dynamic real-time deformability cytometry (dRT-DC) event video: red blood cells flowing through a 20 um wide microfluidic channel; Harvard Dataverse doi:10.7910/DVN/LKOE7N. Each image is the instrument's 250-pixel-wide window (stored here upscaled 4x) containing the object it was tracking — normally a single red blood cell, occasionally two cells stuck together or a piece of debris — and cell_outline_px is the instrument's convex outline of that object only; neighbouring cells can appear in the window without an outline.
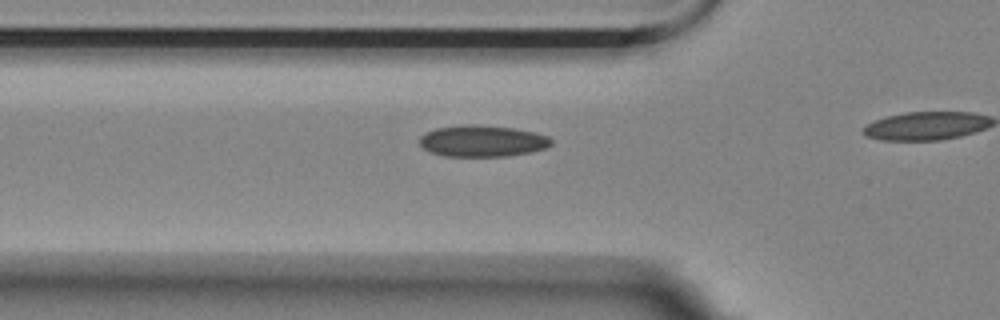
{"species": "Egyptian fruit bat (a non-hibernating species)", "species_latin": "Rousettus aegyptiacus", "temperature_condition": "room temperature", "stored_images_in_passage": 19, "camera_frame_rate_fps": 3000, "um_per_image_px": 0.085, "animal": {"sex": "female"}, "frame": {"image": 1, "passage_image": 14, "time_ms": 4.333, "image_size_px": [1000, 320], "cell_outline_px": [[552, 144], [544, 148], [532, 152], [508, 156], [444, 156], [432, 152], [424, 148], [420, 144], [420, 136], [424, 132], [436, 128], [464, 124], [476, 124], [512, 128], [532, 132], [548, 136], [552, 140]], "centroid_in_image_um": [40.98, 11.98], "position_along_channel_um": 84.8, "area_um2": 24.1}}